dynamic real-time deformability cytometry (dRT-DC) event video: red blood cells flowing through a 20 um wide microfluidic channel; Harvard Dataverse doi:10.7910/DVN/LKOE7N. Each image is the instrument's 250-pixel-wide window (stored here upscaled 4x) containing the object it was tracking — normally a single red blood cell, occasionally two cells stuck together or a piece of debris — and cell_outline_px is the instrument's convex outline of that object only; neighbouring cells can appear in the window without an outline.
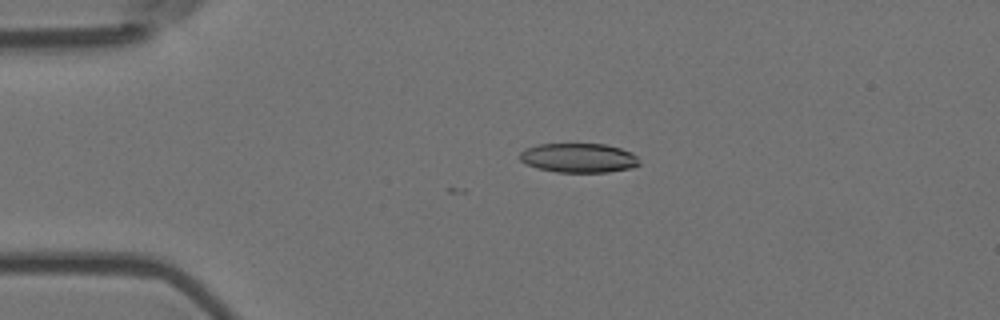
{"species": "Egyptian fruit bat (a non-hibernating species)", "species_latin": "Rousettus aegyptiacus", "temperature_condition": "room temperature", "stored_images_in_passage": 3, "camera_frame_rate_fps": 3000, "um_per_image_px": 0.085, "animal": {"sex": "female"}, "frame": {"image": 1, "passage_image": 3, "time_ms": 0.667, "image_size_px": [1000, 320], "cell_outline_px": [[640, 164], [632, 168], [608, 172], [556, 172], [536, 168], [520, 160], [520, 152], [524, 148], [536, 144], [604, 144], [620, 148], [632, 152], [636, 156]], "centroid_in_image_um": [49.17, 13.42], "position_along_channel_um": 35.8, "area_um2": 20.52}}